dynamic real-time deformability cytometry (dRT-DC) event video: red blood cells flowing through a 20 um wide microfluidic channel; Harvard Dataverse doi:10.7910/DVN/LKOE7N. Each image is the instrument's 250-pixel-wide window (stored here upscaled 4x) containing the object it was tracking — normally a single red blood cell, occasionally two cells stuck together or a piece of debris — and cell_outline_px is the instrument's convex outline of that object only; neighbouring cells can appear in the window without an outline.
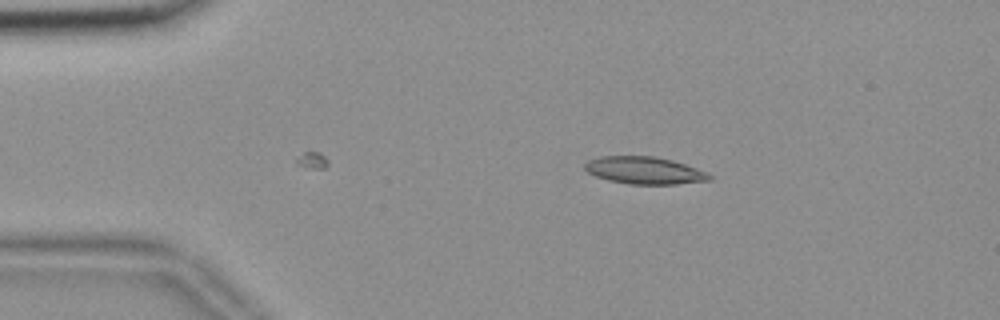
{"species": "common noctule bat (a hibernating species)", "species_latin": "Nyctalus noctula", "temperature_condition": "room temperature", "stored_images_in_passage": 41, "camera_frame_rate_fps": 3000, "um_per_image_px": 0.085, "animal": {"sex": "female", "body_mass_g": 18.4}, "frame": {"image": 1, "passage_image": 1, "time_ms": 0.0, "image_size_px": [1000, 320], "cell_outline_px": [[712, 180], [676, 184], [628, 184], [608, 180], [596, 176], [588, 172], [584, 168], [584, 164], [588, 160], [600, 156], [652, 156], [672, 160], [708, 172], [712, 176]], "centroid_in_image_um": [54.78, 14.49], "position_along_channel_um": 30.2, "area_um2": 19.83}}
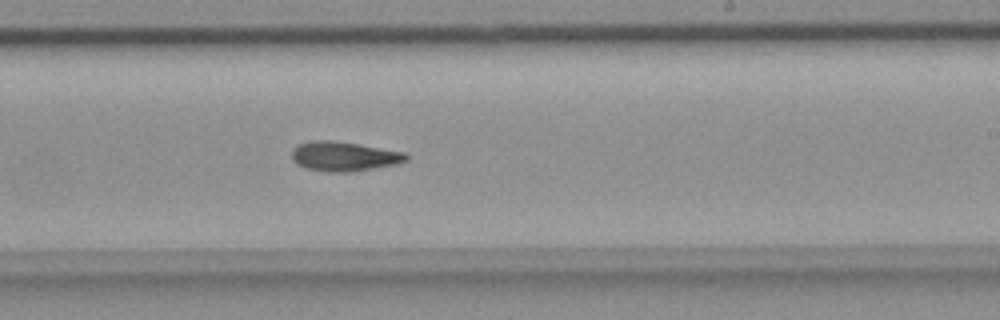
{"frame": {"image": 2, "passage_image": 24, "time_ms": 7.667, "image_size_px": [1000, 320], "cell_outline_px": [[408, 160], [396, 164], [352, 172], [328, 172], [308, 168], [296, 164], [292, 160], [292, 148], [300, 144], [312, 140], [332, 140], [404, 152], [408, 156]], "centroid_in_image_um": [29.21, 13.29], "position_along_channel_um": 259.8, "area_um2": 19.54}}
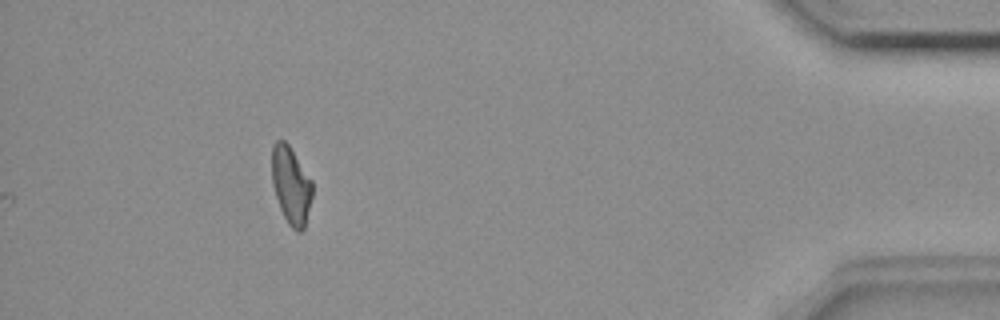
{"frame": {"image": 3, "passage_image": 41, "time_ms": 13.333, "image_size_px": [1000, 320], "cell_outline_px": [[312, 196], [304, 228], [300, 232], [296, 232], [288, 224], [280, 208], [272, 184], [272, 144], [276, 140], [284, 140], [288, 144], [312, 180]], "centroid_in_image_um": [24.73, 15.75], "position_along_channel_um": 410.5, "area_um2": 18.21}}